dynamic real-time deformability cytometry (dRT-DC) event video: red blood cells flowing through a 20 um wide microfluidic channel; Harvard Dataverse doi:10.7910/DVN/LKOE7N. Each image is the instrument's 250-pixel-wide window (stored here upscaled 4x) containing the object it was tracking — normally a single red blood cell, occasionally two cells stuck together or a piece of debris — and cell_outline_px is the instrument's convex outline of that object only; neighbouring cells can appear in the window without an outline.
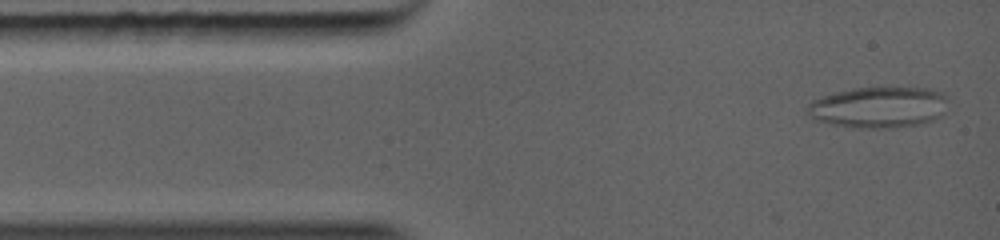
{"species": "common noctule bat (a hibernating species)", "species_latin": "Nyctalus noctula", "temperature_condition": "warm", "stored_images_in_passage": 42, "camera_frame_rate_fps": 5000, "um_per_image_px": 0.085, "animal": {"sex": "female", "body_mass_g": 19.0, "forearm_length_mm": 56.7}, "frame": {"image": 1, "passage_image": 2, "time_ms": 0.2, "image_size_px": [1000, 240], "cell_outline_px": [[948, 96], [944, 112], [940, 116], [932, 120], [916, 124], [892, 128], [856, 128], [832, 124], [816, 120], [804, 112], [804, 108], [812, 100], [824, 96], [856, 88], [928, 88], [944, 92]], "centroid_in_image_um": [74.68, 9.12], "position_along_channel_um": 10.3, "area_um2": 33.7}}
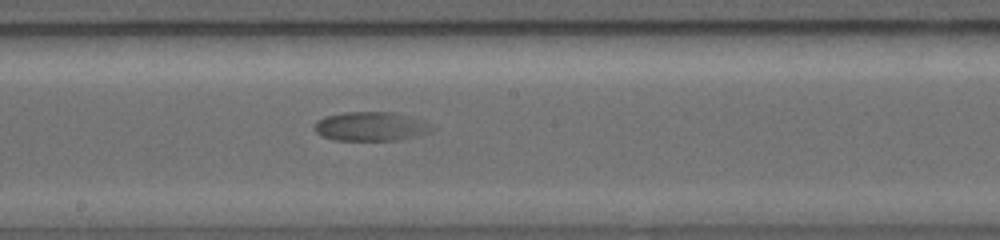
{"frame": {"image": 2, "passage_image": 19, "time_ms": 6.0, "image_size_px": [1000, 240], "cell_outline_px": [[436, 128], [428, 132], [404, 140], [336, 140], [320, 136], [316, 132], [316, 120], [324, 116], [344, 112], [392, 112], [420, 120]], "centroid_in_image_um": [31.49, 10.75], "position_along_channel_um": 216.7, "area_um2": 19.77}}
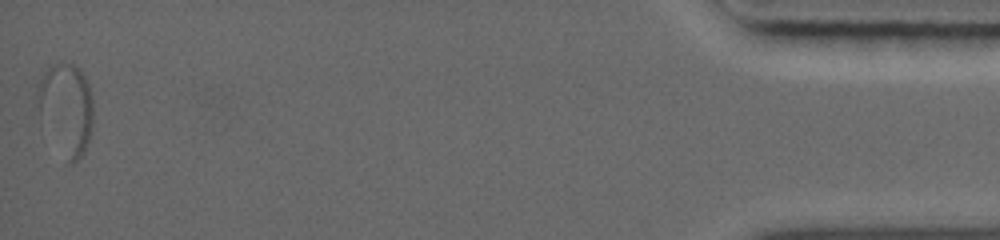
{"frame": {"image": 3, "passage_image": 42, "time_ms": 13.6, "image_size_px": [1000, 240], "cell_outline_px": [[92, 128], [84, 152], [72, 164], [68, 164], [40, 108], [36, 92], [36, 88], [44, 72], [52, 64], [72, 64], [80, 68], [88, 84], [92, 96]], "centroid_in_image_um": [5.68, 9.17], "position_along_channel_um": 429.5, "area_um2": 28.32}}